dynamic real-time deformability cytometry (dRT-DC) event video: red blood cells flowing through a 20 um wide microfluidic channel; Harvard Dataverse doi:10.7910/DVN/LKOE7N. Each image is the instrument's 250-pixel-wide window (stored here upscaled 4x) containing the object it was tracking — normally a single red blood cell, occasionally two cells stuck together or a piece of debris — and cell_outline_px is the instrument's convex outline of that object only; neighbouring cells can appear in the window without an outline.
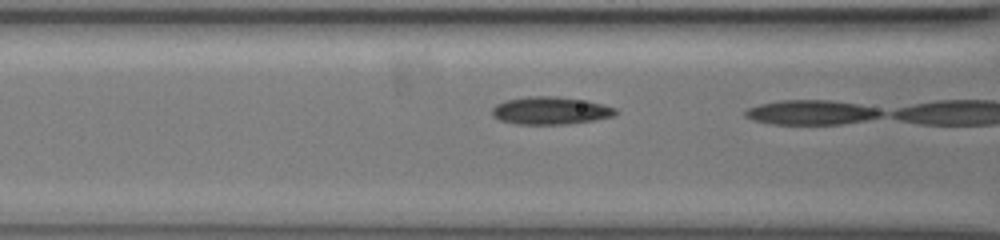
{"species": "common noctule bat (a hibernating species)", "species_latin": "Nyctalus noctula", "temperature_condition": "warm", "stored_images_in_passage": 29, "camera_frame_rate_fps": 3000, "um_per_image_px": 0.085, "animal": {"sex": "female", "body_mass_g": 19.5, "forearm_length_mm": 54.1}, "frame": {"image": 1, "passage_image": 28, "time_ms": 9.0, "image_size_px": [1000, 240], "cell_outline_px": [[616, 112], [612, 116], [592, 120], [568, 124], [512, 124], [500, 120], [492, 116], [492, 108], [496, 104], [508, 100], [528, 96], [556, 96], [588, 100], [616, 108]], "centroid_in_image_um": [46.76, 9.4], "position_along_channel_um": 119.8, "area_um2": 19.88}}